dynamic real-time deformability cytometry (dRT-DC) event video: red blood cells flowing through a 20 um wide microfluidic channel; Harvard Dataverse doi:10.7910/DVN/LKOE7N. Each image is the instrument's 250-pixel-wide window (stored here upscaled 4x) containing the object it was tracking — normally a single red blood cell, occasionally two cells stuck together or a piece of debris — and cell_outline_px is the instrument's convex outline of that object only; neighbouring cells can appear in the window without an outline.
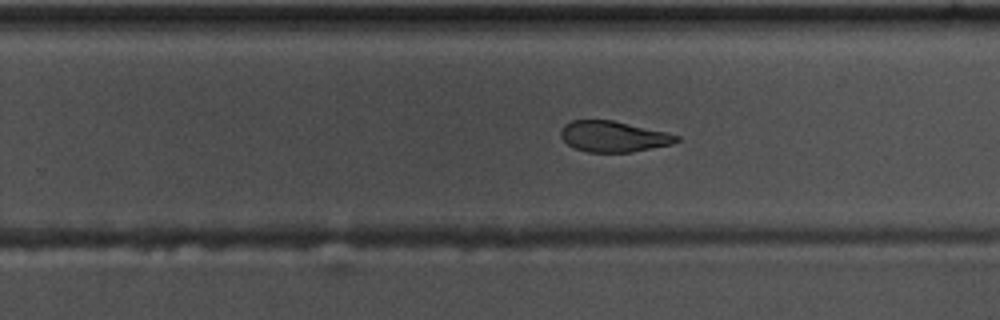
{"species": "common noctule bat (a hibernating species)", "species_latin": "Nyctalus noctula", "temperature_condition": "warm", "stored_images_in_passage": 55, "camera_frame_rate_fps": 3000, "um_per_image_px": 0.085, "animal": {"sex": "male", "body_mass_g": 17.5, "forearm_length_mm": 52.3}, "frame": {"image": 1, "passage_image": 34, "time_ms": 11.0, "image_size_px": [1000, 320], "cell_outline_px": [[680, 140], [672, 144], [632, 152], [588, 152], [576, 148], [568, 144], [560, 136], [560, 132], [564, 124], [572, 120], [612, 120], [668, 132], [680, 136]], "centroid_in_image_um": [52.16, 11.6], "position_along_channel_um": 277.6, "area_um2": 20.81}}
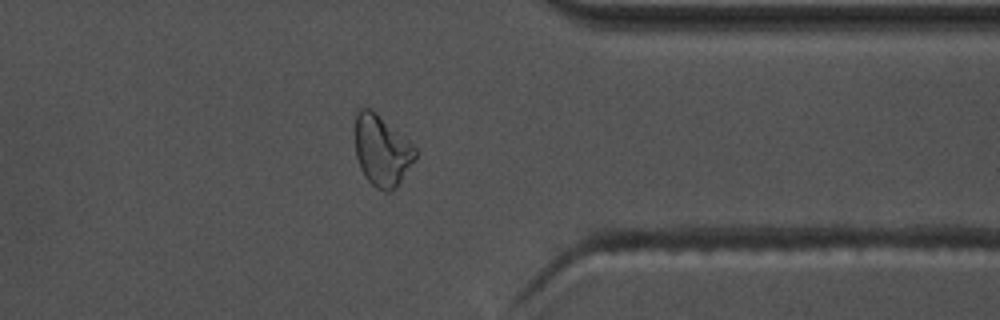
{"frame": {"image": 2, "passage_image": 43, "time_ms": 14.0, "image_size_px": [1000, 320], "cell_outline_px": [[416, 156], [396, 188], [392, 192], [384, 192], [376, 188], [364, 176], [360, 168], [356, 156], [356, 112], [360, 108], [372, 108], [408, 140], [416, 148]], "centroid_in_image_um": [32.44, 12.8], "position_along_channel_um": 379.0, "area_um2": 24.74}}
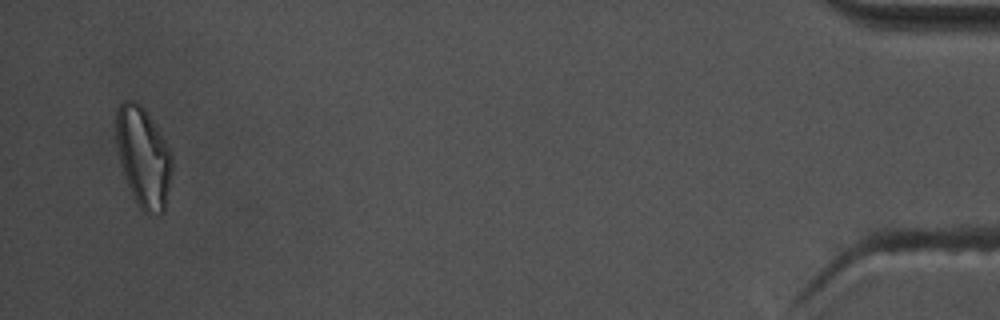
{"frame": {"image": 3, "passage_image": 53, "time_ms": 17.333, "image_size_px": [1000, 320], "cell_outline_px": [[172, 172], [164, 212], [160, 216], [148, 216], [140, 208], [128, 184], [120, 160], [116, 144], [116, 108], [124, 100], [136, 100], [144, 108], [160, 132], [172, 152]], "centroid_in_image_um": [12.2, 13.36], "position_along_channel_um": 423.0, "area_um2": 32.71}, "authors_computed_cell_mechanics": {"area_um2": 22.8888, "velocity_mm_per_s": 3.6746, "shape_relaxation_time_tau1_ms": 3.6646, "shape_relaxation_time_tau2_ms": 3.3558, "deformation_change_tau1": 0.1636, "deformation_change_tau2": 0.1089}}